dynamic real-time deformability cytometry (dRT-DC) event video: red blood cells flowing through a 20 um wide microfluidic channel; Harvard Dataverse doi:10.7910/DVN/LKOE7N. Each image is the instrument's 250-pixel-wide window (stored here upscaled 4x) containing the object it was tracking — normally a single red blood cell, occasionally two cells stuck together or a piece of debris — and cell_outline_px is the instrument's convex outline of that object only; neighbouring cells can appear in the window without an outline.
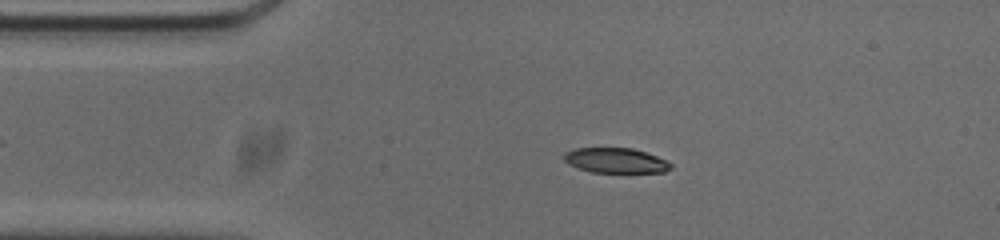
{"species": "common noctule bat (a hibernating species)", "species_latin": "Nyctalus noctula", "temperature_condition": "cold", "stored_images_in_passage": 52, "camera_frame_rate_fps": 3000, "um_per_image_px": 0.085, "animal": {"sex": "male", "body_mass_g": 20.0, "forearm_length_mm": 53.3}, "frame": {"image": 1, "passage_image": 9, "time_ms": 2.667, "image_size_px": [1000, 240], "cell_outline_px": [[672, 168], [664, 172], [592, 172], [576, 168], [568, 164], [564, 160], [564, 152], [572, 148], [632, 148], [656, 156], [672, 164]], "centroid_in_image_um": [52.28, 13.64], "position_along_channel_um": 32.7, "area_um2": 15.55}}
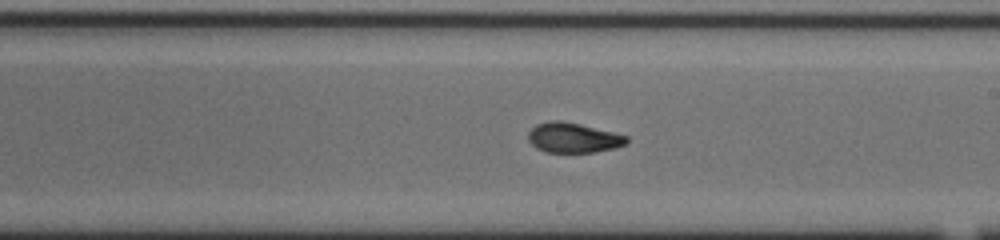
{"frame": {"image": 2, "passage_image": 28, "time_ms": 9.0, "image_size_px": [1000, 240], "cell_outline_px": [[628, 140], [624, 144], [616, 148], [596, 152], [544, 152], [536, 148], [528, 140], [528, 132], [536, 124], [552, 120], [560, 120], [580, 124], [628, 136]], "centroid_in_image_um": [48.7, 11.71], "position_along_channel_um": 240.3, "area_um2": 17.17}}
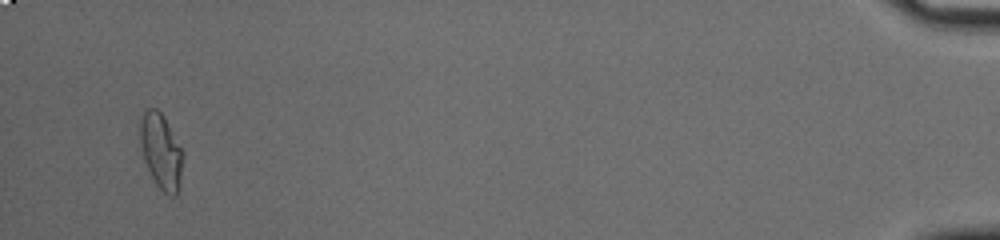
{"frame": {"image": 3, "passage_image": 50, "time_ms": 16.333, "image_size_px": [1000, 240], "cell_outline_px": [[184, 156], [180, 184], [176, 196], [172, 196], [164, 192], [156, 184], [144, 160], [140, 144], [140, 120], [144, 112], [148, 108], [156, 108], [164, 116], [184, 152]], "centroid_in_image_um": [13.71, 12.85], "position_along_channel_um": 421.5, "area_um2": 18.84}, "authors_computed_cell_mechanics": {"area_um2": 17.2822, "velocity_mm_per_s": 3.7551, "shape_relaxation_time_tau1_ms": 9.1862, "shape_relaxation_time_tau2_ms": 2.2853, "deformation_change_tau1": 0.2228, "deformation_change_tau2": 0.0789}}